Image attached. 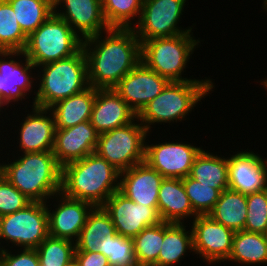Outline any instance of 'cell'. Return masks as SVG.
I'll use <instances>...</instances> for the list:
<instances>
[{
	"label": "cell",
	"instance_id": "1",
	"mask_svg": "<svg viewBox=\"0 0 267 266\" xmlns=\"http://www.w3.org/2000/svg\"><path fill=\"white\" fill-rule=\"evenodd\" d=\"M82 49L89 85L96 89L114 88L141 61V42L132 28H110L83 40Z\"/></svg>",
	"mask_w": 267,
	"mask_h": 266
},
{
	"label": "cell",
	"instance_id": "2",
	"mask_svg": "<svg viewBox=\"0 0 267 266\" xmlns=\"http://www.w3.org/2000/svg\"><path fill=\"white\" fill-rule=\"evenodd\" d=\"M12 156L13 162L0 163V173L32 202H47L60 193L62 166L52 151Z\"/></svg>",
	"mask_w": 267,
	"mask_h": 266
},
{
	"label": "cell",
	"instance_id": "3",
	"mask_svg": "<svg viewBox=\"0 0 267 266\" xmlns=\"http://www.w3.org/2000/svg\"><path fill=\"white\" fill-rule=\"evenodd\" d=\"M120 171L96 153L62 166L61 193L102 206L119 190Z\"/></svg>",
	"mask_w": 267,
	"mask_h": 266
},
{
	"label": "cell",
	"instance_id": "4",
	"mask_svg": "<svg viewBox=\"0 0 267 266\" xmlns=\"http://www.w3.org/2000/svg\"><path fill=\"white\" fill-rule=\"evenodd\" d=\"M36 68L37 72H40L37 73L36 83L39 84H36L38 89L32 99L33 106L50 108L56 102L90 86L87 60L83 49L69 58L46 63Z\"/></svg>",
	"mask_w": 267,
	"mask_h": 266
},
{
	"label": "cell",
	"instance_id": "5",
	"mask_svg": "<svg viewBox=\"0 0 267 266\" xmlns=\"http://www.w3.org/2000/svg\"><path fill=\"white\" fill-rule=\"evenodd\" d=\"M214 81L169 82L162 92L150 101L137 115L151 133V126L186 120L202 98L214 91Z\"/></svg>",
	"mask_w": 267,
	"mask_h": 266
},
{
	"label": "cell",
	"instance_id": "6",
	"mask_svg": "<svg viewBox=\"0 0 267 266\" xmlns=\"http://www.w3.org/2000/svg\"><path fill=\"white\" fill-rule=\"evenodd\" d=\"M193 36V32L179 34L172 37L154 38L141 42V61L160 76L171 82L184 81H213L182 77L186 72L190 56L201 43ZM185 70V71H184Z\"/></svg>",
	"mask_w": 267,
	"mask_h": 266
},
{
	"label": "cell",
	"instance_id": "7",
	"mask_svg": "<svg viewBox=\"0 0 267 266\" xmlns=\"http://www.w3.org/2000/svg\"><path fill=\"white\" fill-rule=\"evenodd\" d=\"M82 46L83 39L65 20L53 13L27 37L23 52L32 64L39 67L69 58L78 53Z\"/></svg>",
	"mask_w": 267,
	"mask_h": 266
},
{
	"label": "cell",
	"instance_id": "8",
	"mask_svg": "<svg viewBox=\"0 0 267 266\" xmlns=\"http://www.w3.org/2000/svg\"><path fill=\"white\" fill-rule=\"evenodd\" d=\"M139 122L136 118L128 125L99 134L95 153L120 172L144 162L145 140L150 133Z\"/></svg>",
	"mask_w": 267,
	"mask_h": 266
},
{
	"label": "cell",
	"instance_id": "9",
	"mask_svg": "<svg viewBox=\"0 0 267 266\" xmlns=\"http://www.w3.org/2000/svg\"><path fill=\"white\" fill-rule=\"evenodd\" d=\"M49 236L46 202H31L24 209L0 217V251L5 242L36 249Z\"/></svg>",
	"mask_w": 267,
	"mask_h": 266
},
{
	"label": "cell",
	"instance_id": "10",
	"mask_svg": "<svg viewBox=\"0 0 267 266\" xmlns=\"http://www.w3.org/2000/svg\"><path fill=\"white\" fill-rule=\"evenodd\" d=\"M187 0H144L137 23L132 27L140 42L154 38L172 37L193 31L179 22Z\"/></svg>",
	"mask_w": 267,
	"mask_h": 266
},
{
	"label": "cell",
	"instance_id": "11",
	"mask_svg": "<svg viewBox=\"0 0 267 266\" xmlns=\"http://www.w3.org/2000/svg\"><path fill=\"white\" fill-rule=\"evenodd\" d=\"M176 141V142H175ZM145 142V162L164 178H185L190 175L195 158L203 149L177 140Z\"/></svg>",
	"mask_w": 267,
	"mask_h": 266
},
{
	"label": "cell",
	"instance_id": "12",
	"mask_svg": "<svg viewBox=\"0 0 267 266\" xmlns=\"http://www.w3.org/2000/svg\"><path fill=\"white\" fill-rule=\"evenodd\" d=\"M190 222L194 255H199L208 265L224 263L231 254L235 231L214 221L209 215H198Z\"/></svg>",
	"mask_w": 267,
	"mask_h": 266
},
{
	"label": "cell",
	"instance_id": "13",
	"mask_svg": "<svg viewBox=\"0 0 267 266\" xmlns=\"http://www.w3.org/2000/svg\"><path fill=\"white\" fill-rule=\"evenodd\" d=\"M32 70H36V66L23 51H0V95L8 104L29 99L33 92L36 94L32 88L37 77Z\"/></svg>",
	"mask_w": 267,
	"mask_h": 266
},
{
	"label": "cell",
	"instance_id": "14",
	"mask_svg": "<svg viewBox=\"0 0 267 266\" xmlns=\"http://www.w3.org/2000/svg\"><path fill=\"white\" fill-rule=\"evenodd\" d=\"M102 207L110 215L117 234L127 238H134L144 228L162 222L158 207L135 203L119 190Z\"/></svg>",
	"mask_w": 267,
	"mask_h": 266
},
{
	"label": "cell",
	"instance_id": "15",
	"mask_svg": "<svg viewBox=\"0 0 267 266\" xmlns=\"http://www.w3.org/2000/svg\"><path fill=\"white\" fill-rule=\"evenodd\" d=\"M50 200H53L52 203L56 201L54 205L49 204ZM50 200L46 202L49 235L76 242L89 213L95 206L84 200L66 197L61 192L55 194ZM51 205L55 210L54 208L52 210Z\"/></svg>",
	"mask_w": 267,
	"mask_h": 266
},
{
	"label": "cell",
	"instance_id": "16",
	"mask_svg": "<svg viewBox=\"0 0 267 266\" xmlns=\"http://www.w3.org/2000/svg\"><path fill=\"white\" fill-rule=\"evenodd\" d=\"M169 82L140 61L113 89L138 115Z\"/></svg>",
	"mask_w": 267,
	"mask_h": 266
},
{
	"label": "cell",
	"instance_id": "17",
	"mask_svg": "<svg viewBox=\"0 0 267 266\" xmlns=\"http://www.w3.org/2000/svg\"><path fill=\"white\" fill-rule=\"evenodd\" d=\"M53 5L54 14L65 20L83 40L110 29L101 0H53Z\"/></svg>",
	"mask_w": 267,
	"mask_h": 266
},
{
	"label": "cell",
	"instance_id": "18",
	"mask_svg": "<svg viewBox=\"0 0 267 266\" xmlns=\"http://www.w3.org/2000/svg\"><path fill=\"white\" fill-rule=\"evenodd\" d=\"M246 150L228 157L229 189L243 194L267 188V159Z\"/></svg>",
	"mask_w": 267,
	"mask_h": 266
},
{
	"label": "cell",
	"instance_id": "19",
	"mask_svg": "<svg viewBox=\"0 0 267 266\" xmlns=\"http://www.w3.org/2000/svg\"><path fill=\"white\" fill-rule=\"evenodd\" d=\"M27 116L19 124L17 144L18 152L53 151L55 139V118L49 108H39L33 105ZM19 140V141H18Z\"/></svg>",
	"mask_w": 267,
	"mask_h": 266
},
{
	"label": "cell",
	"instance_id": "20",
	"mask_svg": "<svg viewBox=\"0 0 267 266\" xmlns=\"http://www.w3.org/2000/svg\"><path fill=\"white\" fill-rule=\"evenodd\" d=\"M98 136L99 134L90 121L56 130L53 155L61 166L83 159L85 156L95 153Z\"/></svg>",
	"mask_w": 267,
	"mask_h": 266
},
{
	"label": "cell",
	"instance_id": "21",
	"mask_svg": "<svg viewBox=\"0 0 267 266\" xmlns=\"http://www.w3.org/2000/svg\"><path fill=\"white\" fill-rule=\"evenodd\" d=\"M164 177L145 161L120 172L119 191L144 206H158V192Z\"/></svg>",
	"mask_w": 267,
	"mask_h": 266
},
{
	"label": "cell",
	"instance_id": "22",
	"mask_svg": "<svg viewBox=\"0 0 267 266\" xmlns=\"http://www.w3.org/2000/svg\"><path fill=\"white\" fill-rule=\"evenodd\" d=\"M136 118V113L113 88L96 89L90 123L98 134L128 125Z\"/></svg>",
	"mask_w": 267,
	"mask_h": 266
},
{
	"label": "cell",
	"instance_id": "23",
	"mask_svg": "<svg viewBox=\"0 0 267 266\" xmlns=\"http://www.w3.org/2000/svg\"><path fill=\"white\" fill-rule=\"evenodd\" d=\"M158 213L164 222L184 224L189 217L198 216L186 194L180 178H164L158 192Z\"/></svg>",
	"mask_w": 267,
	"mask_h": 266
},
{
	"label": "cell",
	"instance_id": "24",
	"mask_svg": "<svg viewBox=\"0 0 267 266\" xmlns=\"http://www.w3.org/2000/svg\"><path fill=\"white\" fill-rule=\"evenodd\" d=\"M95 95L96 88L89 86L52 105L49 109L55 118V129H66L90 121Z\"/></svg>",
	"mask_w": 267,
	"mask_h": 266
},
{
	"label": "cell",
	"instance_id": "25",
	"mask_svg": "<svg viewBox=\"0 0 267 266\" xmlns=\"http://www.w3.org/2000/svg\"><path fill=\"white\" fill-rule=\"evenodd\" d=\"M187 224L168 223L163 221V243L158 255L157 266H177L193 252V235ZM191 250V251H190Z\"/></svg>",
	"mask_w": 267,
	"mask_h": 266
},
{
	"label": "cell",
	"instance_id": "26",
	"mask_svg": "<svg viewBox=\"0 0 267 266\" xmlns=\"http://www.w3.org/2000/svg\"><path fill=\"white\" fill-rule=\"evenodd\" d=\"M189 176L222 192L229 188L228 157L202 149L194 160Z\"/></svg>",
	"mask_w": 267,
	"mask_h": 266
},
{
	"label": "cell",
	"instance_id": "27",
	"mask_svg": "<svg viewBox=\"0 0 267 266\" xmlns=\"http://www.w3.org/2000/svg\"><path fill=\"white\" fill-rule=\"evenodd\" d=\"M208 215L214 221L234 231L244 230L247 217V194L225 189Z\"/></svg>",
	"mask_w": 267,
	"mask_h": 266
},
{
	"label": "cell",
	"instance_id": "28",
	"mask_svg": "<svg viewBox=\"0 0 267 266\" xmlns=\"http://www.w3.org/2000/svg\"><path fill=\"white\" fill-rule=\"evenodd\" d=\"M234 262L238 265L267 264V244L263 233L235 231L232 250L226 263Z\"/></svg>",
	"mask_w": 267,
	"mask_h": 266
},
{
	"label": "cell",
	"instance_id": "29",
	"mask_svg": "<svg viewBox=\"0 0 267 266\" xmlns=\"http://www.w3.org/2000/svg\"><path fill=\"white\" fill-rule=\"evenodd\" d=\"M108 234H117L115 226L105 209L96 206L89 213L86 224L75 242V251L96 252Z\"/></svg>",
	"mask_w": 267,
	"mask_h": 266
},
{
	"label": "cell",
	"instance_id": "30",
	"mask_svg": "<svg viewBox=\"0 0 267 266\" xmlns=\"http://www.w3.org/2000/svg\"><path fill=\"white\" fill-rule=\"evenodd\" d=\"M23 33L28 37L53 13V0H7Z\"/></svg>",
	"mask_w": 267,
	"mask_h": 266
},
{
	"label": "cell",
	"instance_id": "31",
	"mask_svg": "<svg viewBox=\"0 0 267 266\" xmlns=\"http://www.w3.org/2000/svg\"><path fill=\"white\" fill-rule=\"evenodd\" d=\"M134 253L138 266H157L163 243V221L144 228L133 238Z\"/></svg>",
	"mask_w": 267,
	"mask_h": 266
},
{
	"label": "cell",
	"instance_id": "32",
	"mask_svg": "<svg viewBox=\"0 0 267 266\" xmlns=\"http://www.w3.org/2000/svg\"><path fill=\"white\" fill-rule=\"evenodd\" d=\"M143 1L101 0L103 15L109 27L132 28L139 20Z\"/></svg>",
	"mask_w": 267,
	"mask_h": 266
},
{
	"label": "cell",
	"instance_id": "33",
	"mask_svg": "<svg viewBox=\"0 0 267 266\" xmlns=\"http://www.w3.org/2000/svg\"><path fill=\"white\" fill-rule=\"evenodd\" d=\"M27 36L16 20L12 6L0 0V51H23Z\"/></svg>",
	"mask_w": 267,
	"mask_h": 266
},
{
	"label": "cell",
	"instance_id": "34",
	"mask_svg": "<svg viewBox=\"0 0 267 266\" xmlns=\"http://www.w3.org/2000/svg\"><path fill=\"white\" fill-rule=\"evenodd\" d=\"M75 242L48 236L37 248L40 266H67L75 253Z\"/></svg>",
	"mask_w": 267,
	"mask_h": 266
},
{
	"label": "cell",
	"instance_id": "35",
	"mask_svg": "<svg viewBox=\"0 0 267 266\" xmlns=\"http://www.w3.org/2000/svg\"><path fill=\"white\" fill-rule=\"evenodd\" d=\"M97 252L108 258L110 266H138L133 238H127L120 234H108Z\"/></svg>",
	"mask_w": 267,
	"mask_h": 266
},
{
	"label": "cell",
	"instance_id": "36",
	"mask_svg": "<svg viewBox=\"0 0 267 266\" xmlns=\"http://www.w3.org/2000/svg\"><path fill=\"white\" fill-rule=\"evenodd\" d=\"M190 204L197 215H208L219 200L221 191L187 176L182 178Z\"/></svg>",
	"mask_w": 267,
	"mask_h": 266
},
{
	"label": "cell",
	"instance_id": "37",
	"mask_svg": "<svg viewBox=\"0 0 267 266\" xmlns=\"http://www.w3.org/2000/svg\"><path fill=\"white\" fill-rule=\"evenodd\" d=\"M267 230V188L247 194V217L244 231L264 233Z\"/></svg>",
	"mask_w": 267,
	"mask_h": 266
},
{
	"label": "cell",
	"instance_id": "38",
	"mask_svg": "<svg viewBox=\"0 0 267 266\" xmlns=\"http://www.w3.org/2000/svg\"><path fill=\"white\" fill-rule=\"evenodd\" d=\"M31 202L0 173V217L22 210Z\"/></svg>",
	"mask_w": 267,
	"mask_h": 266
},
{
	"label": "cell",
	"instance_id": "39",
	"mask_svg": "<svg viewBox=\"0 0 267 266\" xmlns=\"http://www.w3.org/2000/svg\"><path fill=\"white\" fill-rule=\"evenodd\" d=\"M9 250L7 248L0 251L1 266H40L36 249ZM14 251L15 253H13Z\"/></svg>",
	"mask_w": 267,
	"mask_h": 266
},
{
	"label": "cell",
	"instance_id": "40",
	"mask_svg": "<svg viewBox=\"0 0 267 266\" xmlns=\"http://www.w3.org/2000/svg\"><path fill=\"white\" fill-rule=\"evenodd\" d=\"M74 259L80 266H110L108 258L100 252L75 251Z\"/></svg>",
	"mask_w": 267,
	"mask_h": 266
},
{
	"label": "cell",
	"instance_id": "41",
	"mask_svg": "<svg viewBox=\"0 0 267 266\" xmlns=\"http://www.w3.org/2000/svg\"><path fill=\"white\" fill-rule=\"evenodd\" d=\"M4 106H7V108H8L9 104L0 95V112H3V109L6 110V108H4ZM0 116H1V113H0Z\"/></svg>",
	"mask_w": 267,
	"mask_h": 266
},
{
	"label": "cell",
	"instance_id": "42",
	"mask_svg": "<svg viewBox=\"0 0 267 266\" xmlns=\"http://www.w3.org/2000/svg\"><path fill=\"white\" fill-rule=\"evenodd\" d=\"M263 81L260 80L261 85H263V87L265 88V90L267 91V78L262 79Z\"/></svg>",
	"mask_w": 267,
	"mask_h": 266
},
{
	"label": "cell",
	"instance_id": "43",
	"mask_svg": "<svg viewBox=\"0 0 267 266\" xmlns=\"http://www.w3.org/2000/svg\"><path fill=\"white\" fill-rule=\"evenodd\" d=\"M67 266H80L75 259H73Z\"/></svg>",
	"mask_w": 267,
	"mask_h": 266
},
{
	"label": "cell",
	"instance_id": "44",
	"mask_svg": "<svg viewBox=\"0 0 267 266\" xmlns=\"http://www.w3.org/2000/svg\"><path fill=\"white\" fill-rule=\"evenodd\" d=\"M262 9L267 12V0H263Z\"/></svg>",
	"mask_w": 267,
	"mask_h": 266
},
{
	"label": "cell",
	"instance_id": "45",
	"mask_svg": "<svg viewBox=\"0 0 267 266\" xmlns=\"http://www.w3.org/2000/svg\"><path fill=\"white\" fill-rule=\"evenodd\" d=\"M267 244V230L263 233Z\"/></svg>",
	"mask_w": 267,
	"mask_h": 266
}]
</instances>
